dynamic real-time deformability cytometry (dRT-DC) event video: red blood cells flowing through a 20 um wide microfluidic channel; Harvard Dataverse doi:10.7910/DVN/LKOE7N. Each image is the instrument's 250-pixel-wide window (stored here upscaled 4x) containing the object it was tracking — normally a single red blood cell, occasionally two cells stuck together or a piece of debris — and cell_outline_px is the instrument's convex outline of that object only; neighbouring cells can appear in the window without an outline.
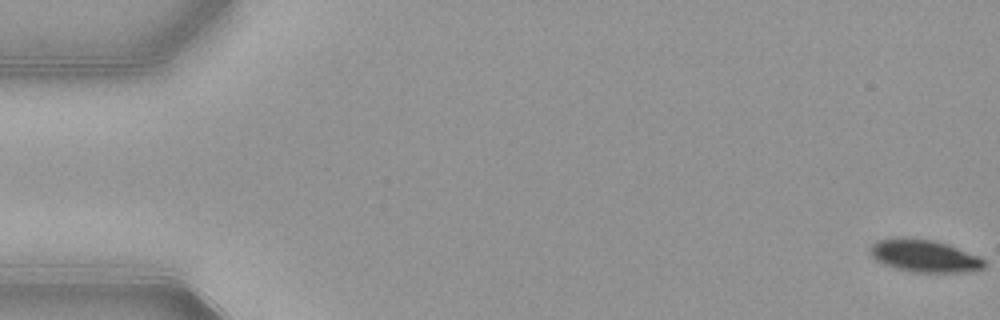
{"species": "common noctule bat (a hibernating species)", "species_latin": "Nyctalus noctula", "temperature_condition": "warm", "stored_images_in_passage": 54, "camera_frame_rate_fps": 3000, "um_per_image_px": 0.085, "animal": {"sex": "female", "body_mass_g": 21.9}, "frame": {"image": 1, "passage_image": 1, "time_ms": 0.0, "image_size_px": [1000, 320], "cell_outline_px": [[984, 268], [964, 272], [916, 272], [896, 268], [884, 264], [876, 260], [872, 256], [868, 248], [872, 244], [880, 240], [932, 240], [948, 244], [980, 256], [984, 260]], "centroid_in_image_um": [78.62, 21.79], "position_along_channel_um": 6.4, "area_um2": 20.81}}
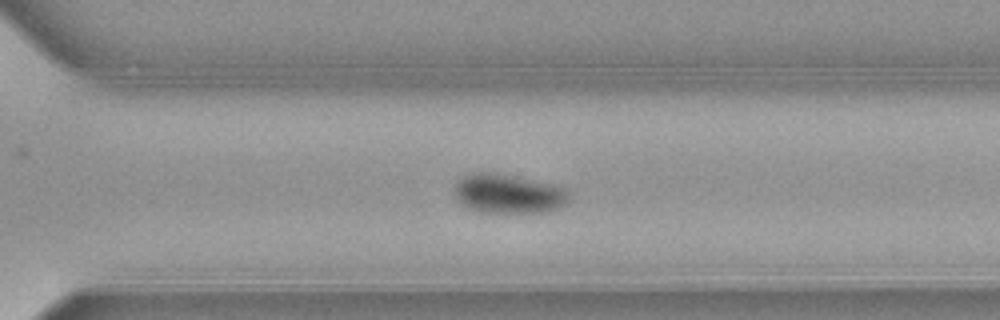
{"frame": {"image": 2, "passage_image": 38, "time_ms": 12.333, "image_size_px": [1000, 320], "cell_outline_px": [[568, 204], [560, 208], [548, 212], [480, 212], [468, 208], [456, 200], [452, 192], [452, 188], [456, 180], [460, 176], [468, 172], [496, 172], [516, 176], [552, 184], [564, 188], [568, 192]], "centroid_in_image_um": [43.13, 16.45], "position_along_channel_um": 327.5, "area_um2": 26.93}}
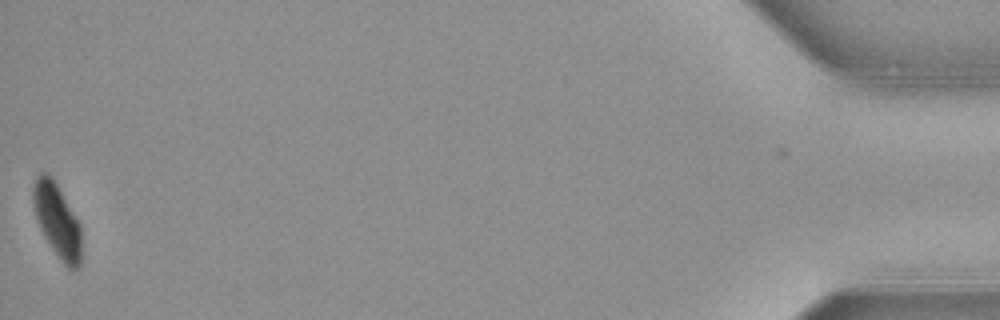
{"frame": {"image": 3, "passage_image": 54, "time_ms": 17.667, "image_size_px": [1000, 320], "cell_outline_px": [[80, 268], [76, 272], [68, 268], [64, 264], [52, 248], [44, 236], [40, 228], [32, 204], [32, 188], [36, 176], [40, 172], [48, 172], [56, 184], [80, 224]], "centroid_in_image_um": [4.84, 18.75], "position_along_channel_um": 430.4, "area_um2": 20.58}, "authors_computed_cell_mechanics": {"area_um2": 25.1719, "velocity_mm_per_s": 3.8659, "shape_relaxation_time_tau1_ms": 3.0165, "shape_relaxation_time_tau2_ms": null, "deformation_change_tau1": 0.1274, "deformation_change_tau2": null}}